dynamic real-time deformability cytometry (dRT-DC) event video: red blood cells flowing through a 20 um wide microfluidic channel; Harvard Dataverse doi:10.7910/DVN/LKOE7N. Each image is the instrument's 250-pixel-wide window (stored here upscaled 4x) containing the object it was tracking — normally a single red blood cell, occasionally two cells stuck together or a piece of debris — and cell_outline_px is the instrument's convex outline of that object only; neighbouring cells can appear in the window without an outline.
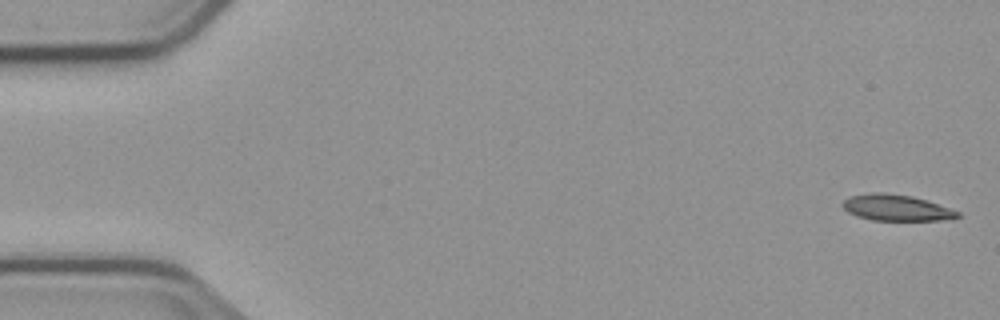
{"species": "common noctule bat (a hibernating species)", "species_latin": "Nyctalus noctula", "temperature_condition": "cold", "stored_images_in_passage": 5, "camera_frame_rate_fps": 3000, "um_per_image_px": 0.085, "animal": {"sex": "male", "body_mass_g": 23.1, "forearm_length_mm": 52.7}, "frame": {"image": 1, "passage_image": 1, "time_ms": 0.0, "image_size_px": [1000, 320], "cell_outline_px": [[960, 216], [952, 220], [872, 220], [856, 216], [848, 212], [840, 204], [848, 196], [872, 192], [884, 192], [912, 196], [960, 212]], "centroid_in_image_um": [76.14, 17.66], "position_along_channel_um": 8.9, "area_um2": 17.51}}
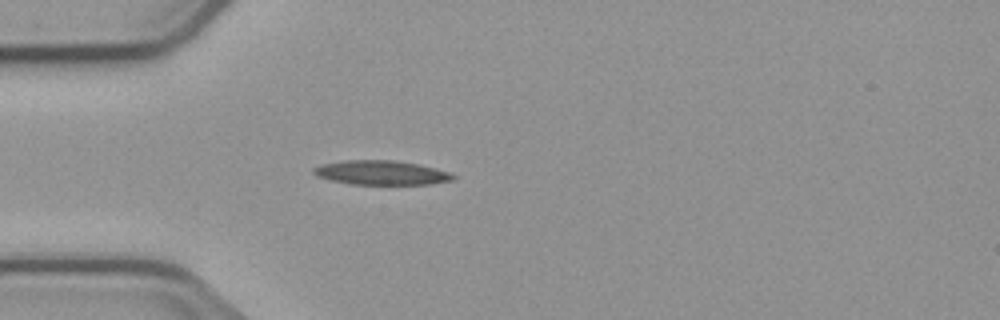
{"frame": {"image": 2, "passage_image": 5, "time_ms": 4.667, "image_size_px": [1000, 320], "cell_outline_px": [[456, 180], [432, 184], [352, 184], [332, 180], [316, 176], [312, 172], [312, 168], [320, 164], [344, 160], [396, 160], [420, 164], [436, 168], [448, 172], [456, 176]], "centroid_in_image_um": [32.43, 14.67], "position_along_channel_um": 52.6, "area_um2": 19.94}}